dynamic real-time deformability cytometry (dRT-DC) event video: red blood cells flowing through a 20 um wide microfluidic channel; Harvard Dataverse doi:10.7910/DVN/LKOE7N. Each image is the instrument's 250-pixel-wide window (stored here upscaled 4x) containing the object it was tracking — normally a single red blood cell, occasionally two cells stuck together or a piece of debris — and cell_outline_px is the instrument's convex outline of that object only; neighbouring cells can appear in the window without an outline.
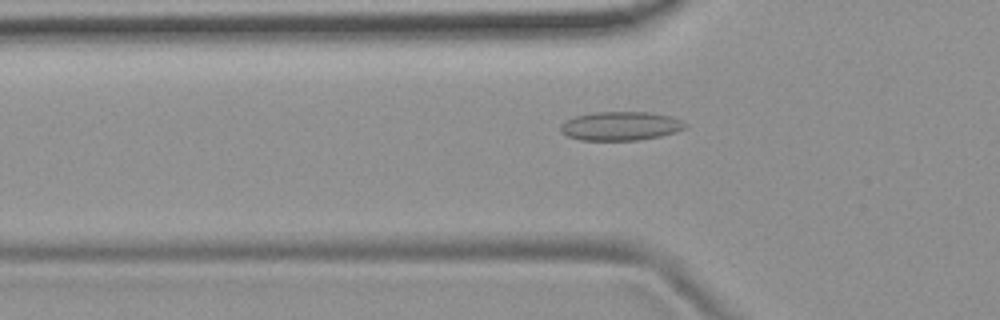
{"species": "common noctule bat (a hibernating species)", "species_latin": "Nyctalus noctula", "temperature_condition": "room temperature", "stored_images_in_passage": 53, "camera_frame_rate_fps": 3000, "um_per_image_px": 0.085, "animal": {"sex": "female", "body_mass_g": 19.9}, "frame": {"image": 1, "passage_image": 18, "time_ms": 5.667, "image_size_px": [1000, 320], "cell_outline_px": [[688, 124], [684, 128], [676, 132], [660, 136], [640, 140], [580, 140], [568, 136], [560, 132], [560, 124], [576, 116], [596, 112], [648, 112], [672, 116]], "centroid_in_image_um": [52.76, 10.71], "position_along_channel_um": 73.0, "area_um2": 20.92}}
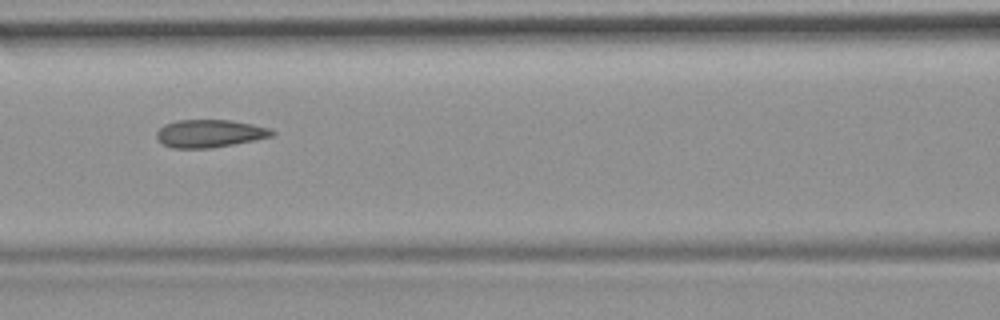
{"frame": {"image": 2, "passage_image": 24, "time_ms": 7.667, "image_size_px": [1000, 320], "cell_outline_px": [[276, 132], [272, 136], [256, 140], [208, 148], [172, 148], [164, 144], [156, 136], [156, 132], [164, 124], [176, 120], [228, 120], [252, 124], [272, 128]], "centroid_in_image_um": [17.84, 11.34], "position_along_channel_um": 148.8, "area_um2": 18.61}}
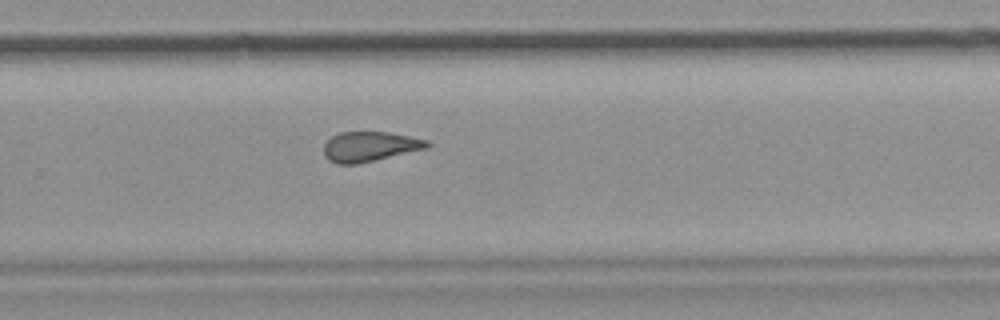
{"frame": {"image": 3, "passage_image": 36, "time_ms": 11.667, "image_size_px": [1000, 320], "cell_outline_px": [[432, 144], [428, 148], [356, 164], [336, 164], [328, 160], [324, 156], [324, 144], [332, 136], [340, 132], [388, 132], [428, 140]], "centroid_in_image_um": [31.42, 12.46], "position_along_channel_um": 298.4, "area_um2": 17.98}}